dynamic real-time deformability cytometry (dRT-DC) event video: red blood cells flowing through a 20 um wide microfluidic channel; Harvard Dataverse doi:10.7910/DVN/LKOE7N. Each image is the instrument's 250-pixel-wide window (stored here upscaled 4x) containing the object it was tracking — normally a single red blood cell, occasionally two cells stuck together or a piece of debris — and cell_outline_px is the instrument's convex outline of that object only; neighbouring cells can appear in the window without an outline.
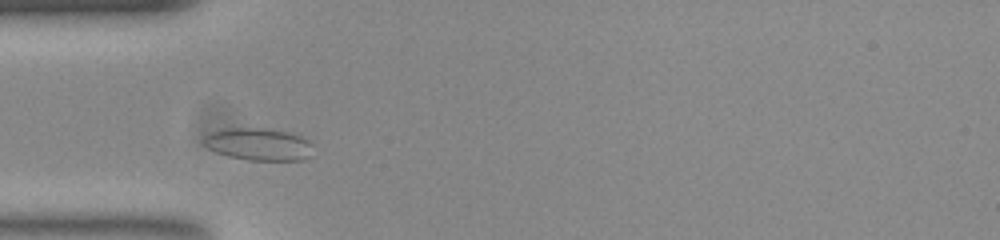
{"species": "common noctule bat (a hibernating species)", "species_latin": "Nyctalus noctula", "temperature_condition": "room temperature", "stored_images_in_passage": 33, "camera_frame_rate_fps": 3000, "um_per_image_px": 0.085, "animal": {"sex": "female", "body_mass_g": 23.0, "forearm_length_mm": 53.4}, "frame": {"image": 1, "passage_image": 6, "time_ms": 1.667, "image_size_px": [1000, 240], "cell_outline_px": [[312, 144], [308, 156], [300, 160], [248, 160], [228, 156], [216, 152], [208, 148], [204, 144], [204, 140], [212, 132], [224, 128], [264, 128], [288, 132], [300, 136]], "centroid_in_image_um": [21.96, 12.26], "position_along_channel_um": 63.0, "area_um2": 20.23}}
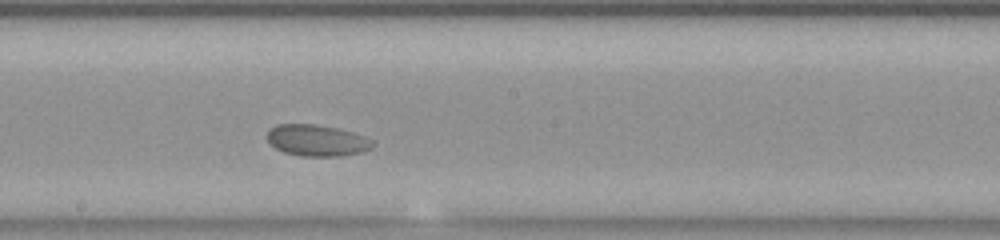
{"frame": {"image": 2, "passage_image": 19, "time_ms": 6.0, "image_size_px": [1000, 240], "cell_outline_px": [[372, 148], [364, 152], [340, 156], [300, 156], [284, 152], [276, 148], [268, 140], [268, 132], [276, 124], [316, 124], [336, 128], [352, 132], [364, 136], [372, 140]], "centroid_in_image_um": [26.95, 11.94], "position_along_channel_um": 221.2, "area_um2": 19.19}}
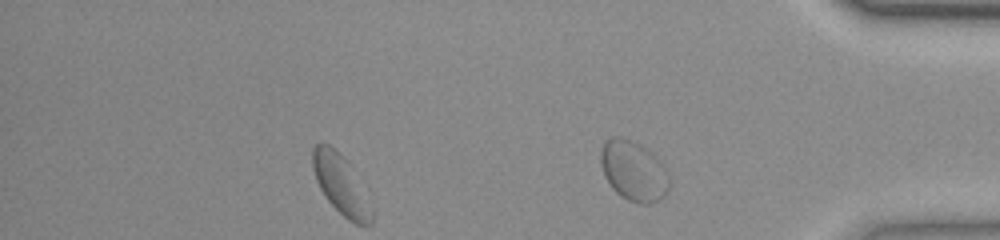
{"frame": {"image": 3, "passage_image": 33, "time_ms": 10.667, "image_size_px": [1000, 240], "cell_outline_px": [[668, 188], [664, 196], [648, 204], [640, 204], [628, 200], [616, 192], [608, 180], [604, 172], [600, 160], [600, 152], [604, 144], [608, 140], [620, 136], [644, 148], [660, 164], [668, 176]], "centroid_in_image_um": [53.82, 14.56], "position_along_channel_um": 381.4, "area_um2": 22.77}, "authors_computed_cell_mechanics": {"area_um2": 19.1896, "velocity_mm_per_s": 3.6979, "shape_relaxation_time_tau1_ms": null, "shape_relaxation_time_tau2_ms": 1.4416, "deformation_change_tau1": null, "deformation_change_tau2": 0.0298}}